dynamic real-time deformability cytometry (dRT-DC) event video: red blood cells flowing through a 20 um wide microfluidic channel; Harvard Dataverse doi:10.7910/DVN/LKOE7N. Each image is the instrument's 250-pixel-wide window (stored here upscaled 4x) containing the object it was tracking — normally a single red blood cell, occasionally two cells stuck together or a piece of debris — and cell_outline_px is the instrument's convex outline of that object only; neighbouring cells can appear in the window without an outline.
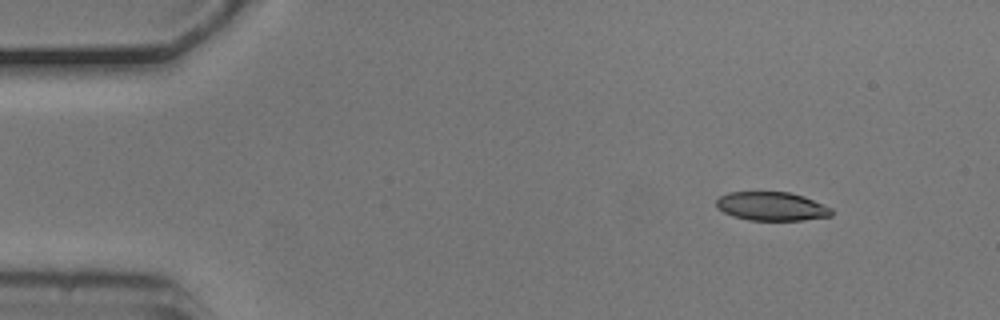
{"species": "common noctule bat (a hibernating species)", "species_latin": "Nyctalus noctula", "temperature_condition": "cold", "stored_images_in_passage": 4, "camera_frame_rate_fps": 3000, "um_per_image_px": 0.085, "animal": {"sex": "male", "body_mass_g": 20.5, "forearm_length_mm": 52.5}, "frame": {"image": 1, "passage_image": 1, "time_ms": 0.0, "image_size_px": [1000, 320], "cell_outline_px": [[832, 216], [804, 220], [748, 220], [732, 216], [716, 208], [716, 200], [720, 196], [728, 192], [788, 192], [804, 196], [832, 208]], "centroid_in_image_um": [65.58, 17.54], "position_along_channel_um": 19.4, "area_um2": 19.36}}